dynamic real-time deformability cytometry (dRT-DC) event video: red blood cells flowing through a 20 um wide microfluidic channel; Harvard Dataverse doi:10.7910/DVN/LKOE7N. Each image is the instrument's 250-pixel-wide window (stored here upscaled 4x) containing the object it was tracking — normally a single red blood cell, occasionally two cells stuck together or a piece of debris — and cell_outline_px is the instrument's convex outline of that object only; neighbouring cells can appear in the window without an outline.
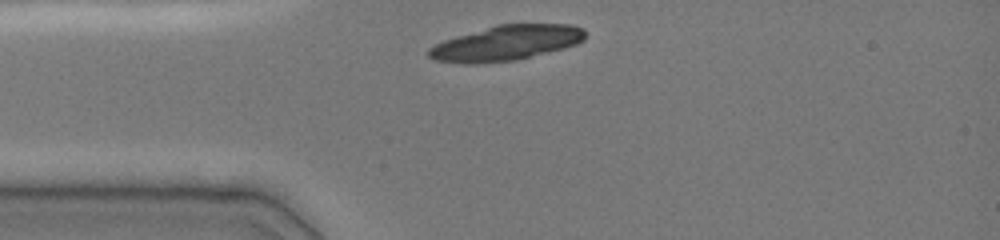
{"species": "common noctule bat (a hibernating species)", "species_latin": "Nyctalus noctula", "temperature_condition": "cold", "stored_images_in_passage": 26, "camera_frame_rate_fps": 3000, "um_per_image_px": 0.085, "animal": {"sex": "female", "body_mass_g": 19.0, "forearm_length_mm": 51.5}, "frame": {"image": 1, "passage_image": 1, "time_ms": 0.0, "image_size_px": [1000, 240], "cell_outline_px": [[584, 40], [576, 44], [564, 48], [516, 60], [476, 64], [460, 64], [436, 60], [428, 56], [428, 48], [444, 40], [456, 36], [496, 24], [568, 24], [584, 28]], "centroid_in_image_um": [43.01, 3.66], "position_along_channel_um": 42.0, "area_um2": 32.02}}